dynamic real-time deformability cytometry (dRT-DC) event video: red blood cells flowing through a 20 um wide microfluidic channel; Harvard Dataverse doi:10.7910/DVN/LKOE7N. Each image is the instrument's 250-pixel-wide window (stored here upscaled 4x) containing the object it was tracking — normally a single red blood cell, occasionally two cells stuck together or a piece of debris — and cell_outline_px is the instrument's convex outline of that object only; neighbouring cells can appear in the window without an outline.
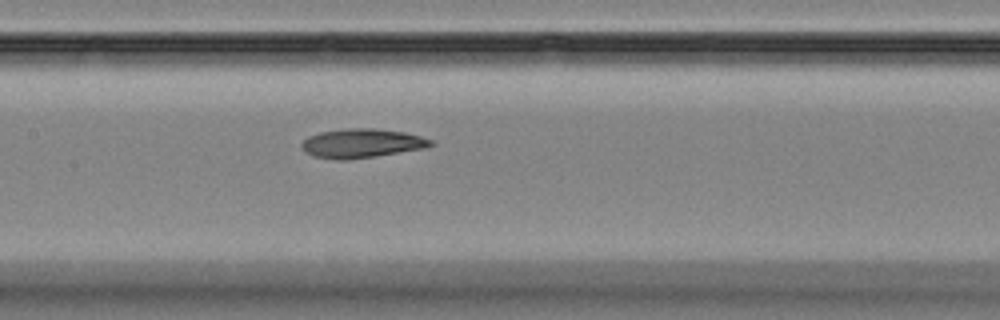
{"species": "Egyptian fruit bat (a non-hibernating species)", "species_latin": "Rousettus aegyptiacus", "temperature_condition": "room temperature", "stored_images_in_passage": 5, "camera_frame_rate_fps": 3000, "um_per_image_px": 0.085, "animal": {"sex": "female"}, "frame": {"image": 1, "passage_image": 5, "time_ms": 9.0, "image_size_px": [1000, 320], "cell_outline_px": [[436, 144], [424, 148], [376, 156], [348, 160], [340, 160], [316, 156], [304, 152], [300, 144], [308, 136], [320, 132], [348, 128], [372, 128], [404, 132], [420, 136], [432, 140]], "centroid_in_image_um": [30.74, 12.18], "position_along_channel_um": 176.7, "area_um2": 21.79}}